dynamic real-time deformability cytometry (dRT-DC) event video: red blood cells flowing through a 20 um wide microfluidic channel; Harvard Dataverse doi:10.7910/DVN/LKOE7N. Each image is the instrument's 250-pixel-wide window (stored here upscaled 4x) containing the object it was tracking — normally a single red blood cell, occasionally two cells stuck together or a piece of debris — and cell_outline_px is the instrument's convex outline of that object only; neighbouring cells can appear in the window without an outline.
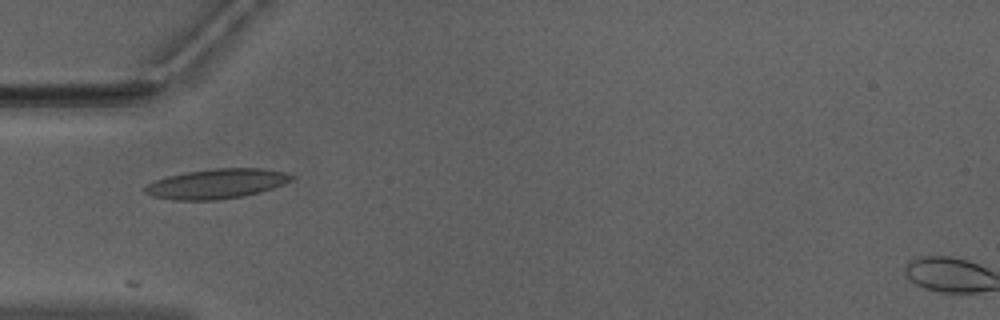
{"species": "Egyptian fruit bat (a non-hibernating species)", "species_latin": "Rousettus aegyptiacus", "temperature_condition": "warm", "stored_images_in_passage": 8, "camera_frame_rate_fps": 3000, "um_per_image_px": 0.085, "animal": {"sex": "male"}, "frame": {"image": 1, "passage_image": 1, "time_ms": 0.0, "image_size_px": [1000, 320], "cell_outline_px": [[296, 176], [292, 180], [272, 188], [244, 196], [216, 200], [176, 200], [152, 196], [144, 192], [144, 188], [148, 184], [156, 180], [168, 176], [188, 172], [212, 168], [260, 168], [284, 172]], "centroid_in_image_um": [18.42, 15.62], "position_along_channel_um": 66.6, "area_um2": 25.2}}